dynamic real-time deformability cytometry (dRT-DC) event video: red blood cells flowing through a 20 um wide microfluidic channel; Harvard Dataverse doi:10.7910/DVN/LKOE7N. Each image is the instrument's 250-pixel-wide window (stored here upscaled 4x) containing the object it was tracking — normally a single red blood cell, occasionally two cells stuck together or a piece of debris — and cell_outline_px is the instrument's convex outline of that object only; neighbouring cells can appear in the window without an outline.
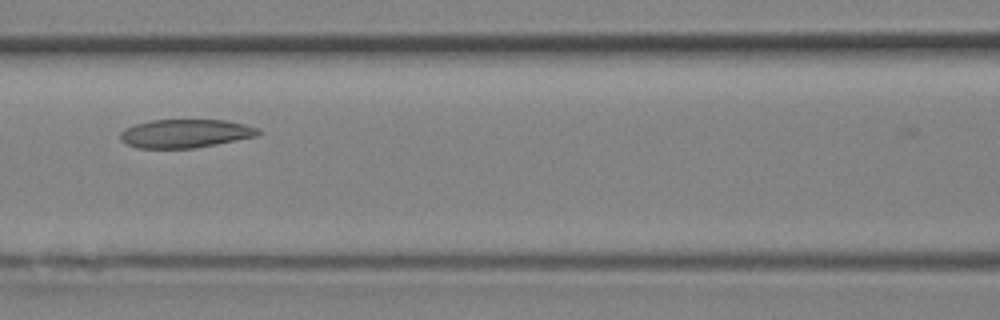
{"species": "Egyptian fruit bat (a non-hibernating species)", "species_latin": "Rousettus aegyptiacus", "temperature_condition": "room temperature", "stored_images_in_passage": 8, "camera_frame_rate_fps": 3000, "um_per_image_px": 0.085, "animal": {"sex": "female"}, "frame": {"image": 1, "passage_image": 5, "time_ms": 1.333, "image_size_px": [1000, 320], "cell_outline_px": [[264, 132], [256, 136], [216, 144], [192, 148], [136, 148], [120, 140], [120, 132], [124, 128], [136, 124], [152, 120], [224, 120], [244, 124], [260, 128]], "centroid_in_image_um": [15.76, 11.34], "position_along_channel_um": 150.8, "area_um2": 22.89}}
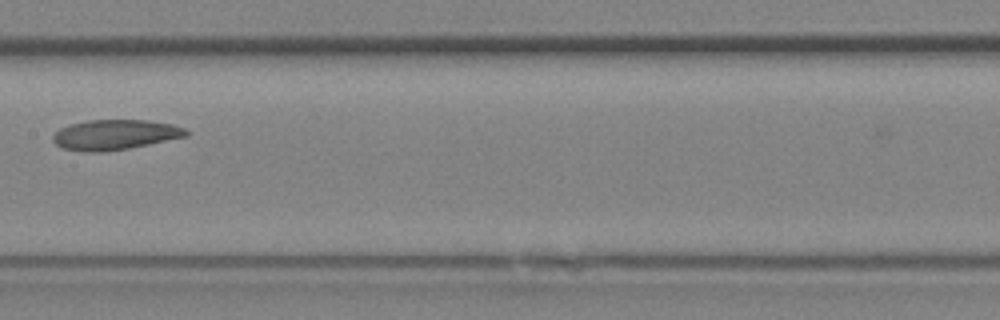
{"frame": {"image": 2, "passage_image": 7, "time_ms": 2.0, "image_size_px": [1000, 320], "cell_outline_px": [[188, 136], [128, 148], [104, 152], [84, 152], [60, 148], [52, 140], [52, 136], [60, 128], [72, 124], [88, 120], [148, 120], [172, 124], [184, 128], [188, 132]], "centroid_in_image_um": [9.75, 11.46], "position_along_channel_um": 197.7, "area_um2": 23.35}}